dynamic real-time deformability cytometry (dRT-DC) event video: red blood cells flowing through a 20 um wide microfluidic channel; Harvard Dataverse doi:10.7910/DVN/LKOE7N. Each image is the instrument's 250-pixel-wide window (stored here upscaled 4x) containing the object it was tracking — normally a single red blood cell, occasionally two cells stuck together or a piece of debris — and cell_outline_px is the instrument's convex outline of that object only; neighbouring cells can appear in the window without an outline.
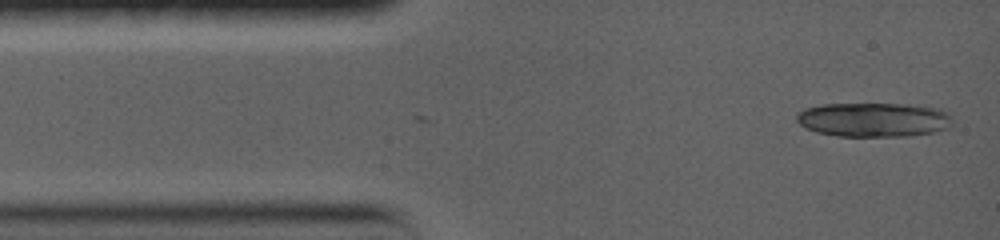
{"species": "common noctule bat (a hibernating species)", "species_latin": "Nyctalus noctula", "temperature_condition": "warm", "stored_images_in_passage": 4, "camera_frame_rate_fps": 5000, "um_per_image_px": 0.085, "animal": {"sex": "female", "body_mass_g": 19.0, "forearm_length_mm": 56.7}, "frame": {"image": 1, "passage_image": 1, "time_ms": 0.0, "image_size_px": [1000, 240], "cell_outline_px": [[952, 124], [948, 128], [932, 132], [908, 136], [836, 136], [816, 132], [804, 128], [796, 120], [796, 116], [804, 108], [820, 104], [904, 104], [940, 108], [948, 112], [952, 120]], "centroid_in_image_um": [74.25, 10.17], "position_along_channel_um": 10.8, "area_um2": 31.33}}